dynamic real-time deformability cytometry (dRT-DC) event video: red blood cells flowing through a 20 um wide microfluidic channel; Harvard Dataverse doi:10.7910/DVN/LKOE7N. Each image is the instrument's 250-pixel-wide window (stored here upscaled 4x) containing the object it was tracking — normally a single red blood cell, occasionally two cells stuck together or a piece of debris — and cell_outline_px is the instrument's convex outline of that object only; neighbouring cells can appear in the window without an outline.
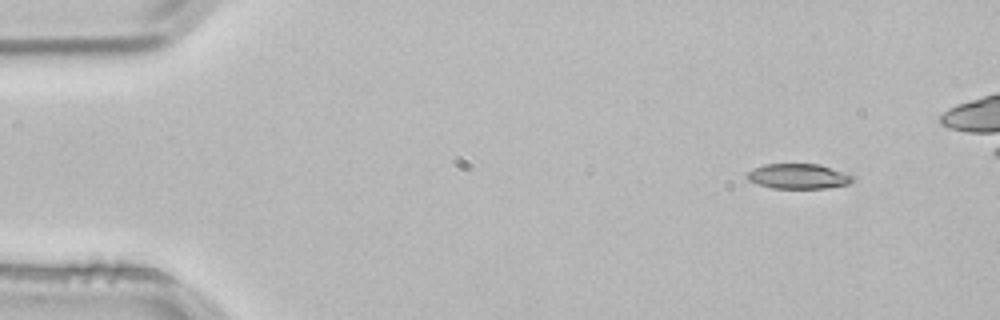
{"species": "common noctule bat (a hibernating species)", "species_latin": "Nyctalus noctula", "temperature_condition": "room temperature", "stored_images_in_passage": 4, "camera_frame_rate_fps": 3000, "um_per_image_px": 0.085, "animal": {"sex": "male", "body_mass_g": 21.5, "forearm_length_mm": 52.0}, "frame": {"image": 1, "passage_image": 2, "time_ms": 0.333, "image_size_px": [1000, 320], "cell_outline_px": [[856, 180], [848, 184], [824, 188], [772, 188], [748, 180], [744, 176], [748, 172], [764, 164], [820, 164], [852, 176]], "centroid_in_image_um": [67.84, 14.98], "position_along_channel_um": 17.2, "area_um2": 15.2}}